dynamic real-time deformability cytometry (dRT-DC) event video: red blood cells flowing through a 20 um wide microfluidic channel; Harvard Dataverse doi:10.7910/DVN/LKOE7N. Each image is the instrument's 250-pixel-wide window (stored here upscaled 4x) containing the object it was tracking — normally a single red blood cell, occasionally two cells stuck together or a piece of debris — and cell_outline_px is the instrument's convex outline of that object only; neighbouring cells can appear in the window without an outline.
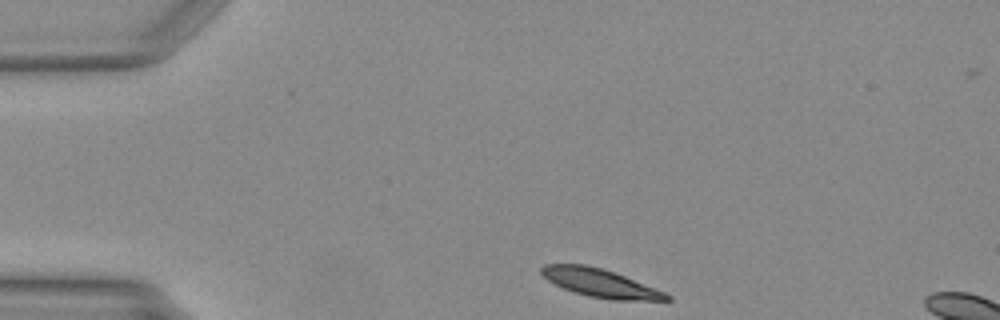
{"species": "Egyptian fruit bat (a non-hibernating species)", "species_latin": "Rousettus aegyptiacus", "temperature_condition": "warm", "stored_images_in_passage": 6, "camera_frame_rate_fps": 3000, "um_per_image_px": 0.085, "animal": {"sex": "female"}, "frame": {"image": 1, "passage_image": 1, "time_ms": 0.0, "image_size_px": [1000, 320], "cell_outline_px": [[672, 300], [612, 300], [588, 296], [564, 288], [548, 280], [540, 272], [540, 268], [544, 264], [584, 264], [600, 268], [624, 276], [664, 292], [672, 296]], "centroid_in_image_um": [51.01, 24.06], "position_along_channel_um": 34.0, "area_um2": 20.17}}